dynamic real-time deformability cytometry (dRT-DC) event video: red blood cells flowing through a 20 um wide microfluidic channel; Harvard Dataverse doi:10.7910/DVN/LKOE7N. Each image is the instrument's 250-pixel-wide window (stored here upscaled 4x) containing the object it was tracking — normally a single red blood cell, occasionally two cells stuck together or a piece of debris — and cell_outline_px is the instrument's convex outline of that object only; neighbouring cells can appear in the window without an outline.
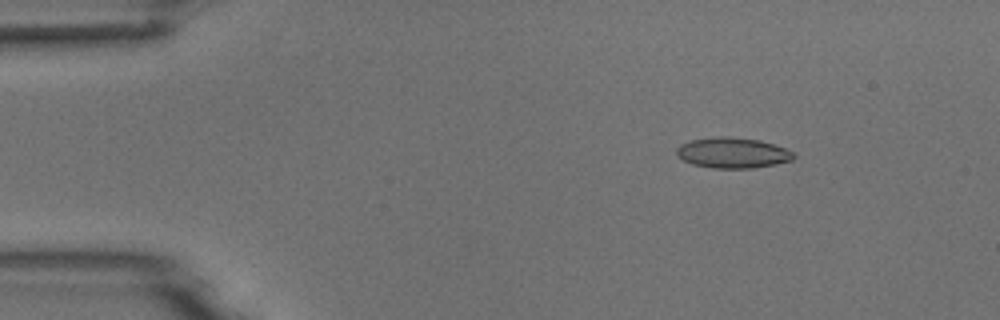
{"species": "common noctule bat (a hibernating species)", "species_latin": "Nyctalus noctula", "temperature_condition": "room temperature", "stored_images_in_passage": 7, "camera_frame_rate_fps": 3000, "um_per_image_px": 0.085, "animal": {"sex": "male", "body_mass_g": 18.8}, "frame": {"image": 1, "passage_image": 2, "time_ms": 1.333, "image_size_px": [1000, 320], "cell_outline_px": [[796, 156], [792, 160], [776, 164], [752, 168], [712, 168], [692, 164], [676, 156], [676, 148], [680, 144], [692, 140], [720, 136], [724, 136], [760, 140], [784, 148], [792, 152]], "centroid_in_image_um": [62.25, 12.99], "position_along_channel_um": 22.8, "area_um2": 20.75}}
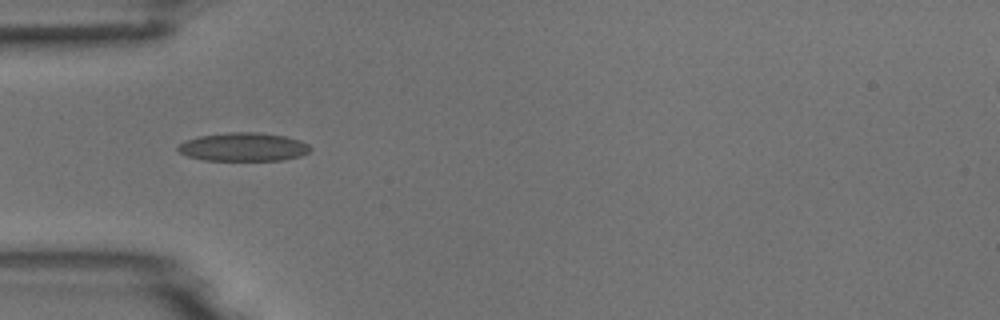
{"frame": {"image": 2, "passage_image": 4, "time_ms": 4.333, "image_size_px": [1000, 320], "cell_outline_px": [[312, 148], [308, 152], [300, 156], [284, 160], [204, 160], [188, 156], [180, 152], [176, 148], [180, 144], [188, 140], [200, 136], [228, 132], [256, 132], [284, 136], [300, 140], [308, 144]], "centroid_in_image_um": [20.72, 12.49], "position_along_channel_um": 64.3, "area_um2": 21.79}}